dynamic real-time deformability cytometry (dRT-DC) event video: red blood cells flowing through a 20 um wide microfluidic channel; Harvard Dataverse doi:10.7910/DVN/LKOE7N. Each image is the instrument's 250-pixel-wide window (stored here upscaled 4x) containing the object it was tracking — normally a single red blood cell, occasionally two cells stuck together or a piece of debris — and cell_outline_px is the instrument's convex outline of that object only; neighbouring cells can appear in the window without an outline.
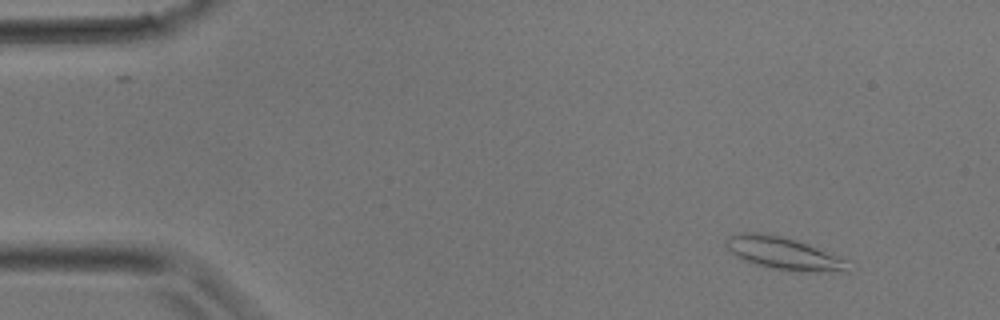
{"species": "common noctule bat (a hibernating species)", "species_latin": "Nyctalus noctula", "temperature_condition": "room temperature", "stored_images_in_passage": 38, "camera_frame_rate_fps": 3000, "um_per_image_px": 0.085, "animal": {"sex": "male", "body_mass_g": 17.9}, "frame": {"image": 1, "passage_image": 4, "time_ms": 1.0, "image_size_px": [1000, 320], "cell_outline_px": [[852, 272], [788, 272], [756, 264], [744, 260], [736, 256], [728, 248], [724, 240], [728, 236], [740, 232], [756, 232], [780, 236], [816, 248], [848, 260]], "centroid_in_image_um": [66.63, 21.57], "position_along_channel_um": 18.4, "area_um2": 23.06}}
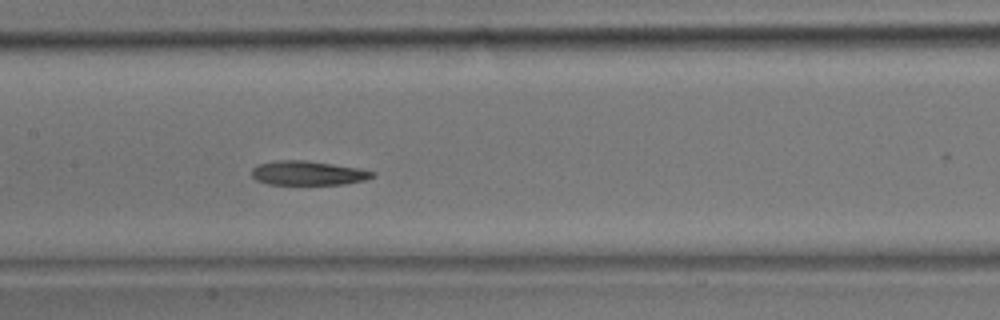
{"frame": {"image": 2, "passage_image": 18, "time_ms": 5.667, "image_size_px": [1000, 320], "cell_outline_px": [[376, 176], [364, 180], [344, 184], [268, 184], [256, 180], [252, 176], [252, 168], [256, 164], [276, 160], [304, 160], [360, 168], [376, 172]], "centroid_in_image_um": [26.17, 14.7], "position_along_channel_um": 181.2, "area_um2": 17.11}}
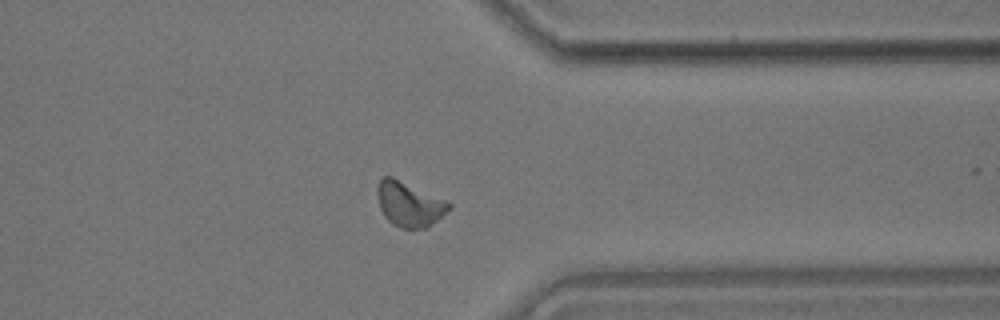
{"frame": {"image": 3, "passage_image": 29, "time_ms": 9.333, "image_size_px": [1000, 320], "cell_outline_px": [[452, 208], [428, 228], [400, 228], [392, 224], [384, 216], [380, 208], [376, 192], [376, 188], [380, 180], [384, 176], [392, 176], [452, 204]], "centroid_in_image_um": [34.77, 17.37], "position_along_channel_um": 376.6, "area_um2": 18.61}}